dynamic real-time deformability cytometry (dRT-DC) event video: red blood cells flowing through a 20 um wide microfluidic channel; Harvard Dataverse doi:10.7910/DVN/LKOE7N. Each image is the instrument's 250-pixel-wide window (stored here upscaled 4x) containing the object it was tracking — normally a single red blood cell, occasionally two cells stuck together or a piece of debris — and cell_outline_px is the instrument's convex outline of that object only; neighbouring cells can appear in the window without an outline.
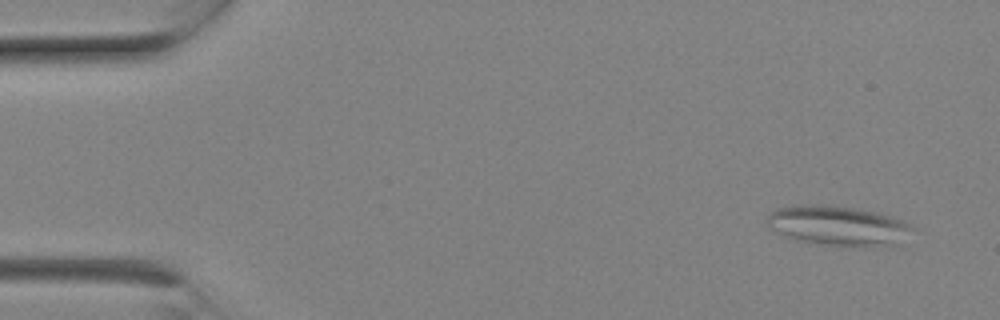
{"species": "Egyptian fruit bat (a non-hibernating species)", "species_latin": "Rousettus aegyptiacus", "temperature_condition": "room temperature", "stored_images_in_passage": 2, "camera_frame_rate_fps": 3000, "um_per_image_px": 0.085, "animal": {"sex": "female"}, "frame": {"image": 1, "passage_image": 1, "time_ms": 0.0, "image_size_px": [1000, 320], "cell_outline_px": [[916, 228], [896, 244], [828, 244], [796, 240], [768, 228], [768, 216], [776, 208], [800, 204], [832, 204], [876, 212], [892, 216]], "centroid_in_image_um": [71.17, 19.12], "position_along_channel_um": 13.8, "area_um2": 32.77}}